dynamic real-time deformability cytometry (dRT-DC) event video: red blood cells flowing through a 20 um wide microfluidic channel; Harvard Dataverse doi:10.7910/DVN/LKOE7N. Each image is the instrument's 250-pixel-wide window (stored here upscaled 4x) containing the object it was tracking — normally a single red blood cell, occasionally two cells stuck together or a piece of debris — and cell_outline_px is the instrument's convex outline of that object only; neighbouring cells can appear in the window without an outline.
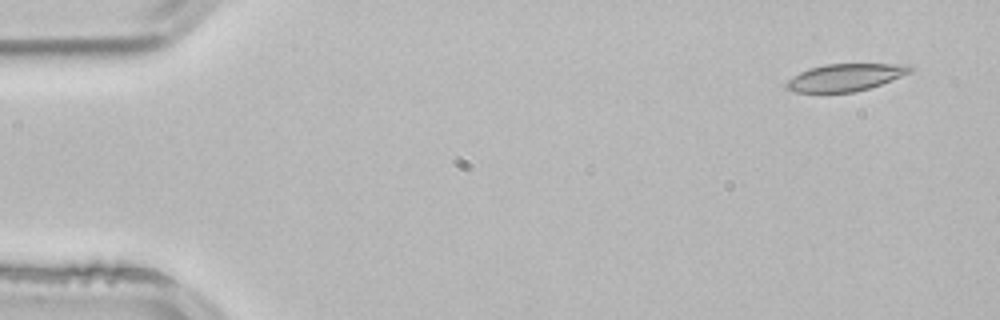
{"species": "common noctule bat (a hibernating species)", "species_latin": "Nyctalus noctula", "temperature_condition": "room temperature", "stored_images_in_passage": 4, "camera_frame_rate_fps": 3000, "um_per_image_px": 0.085, "animal": {"sex": "male", "body_mass_g": 21.5, "forearm_length_mm": 52.0}, "frame": {"image": 1, "passage_image": 1, "time_ms": 0.0, "image_size_px": [1000, 320], "cell_outline_px": [[916, 68], [912, 72], [892, 80], [868, 88], [852, 92], [796, 92], [784, 88], [784, 84], [792, 76], [808, 68], [828, 64], [908, 64]], "centroid_in_image_um": [71.86, 6.57], "position_along_channel_um": 13.1, "area_um2": 19.71}}